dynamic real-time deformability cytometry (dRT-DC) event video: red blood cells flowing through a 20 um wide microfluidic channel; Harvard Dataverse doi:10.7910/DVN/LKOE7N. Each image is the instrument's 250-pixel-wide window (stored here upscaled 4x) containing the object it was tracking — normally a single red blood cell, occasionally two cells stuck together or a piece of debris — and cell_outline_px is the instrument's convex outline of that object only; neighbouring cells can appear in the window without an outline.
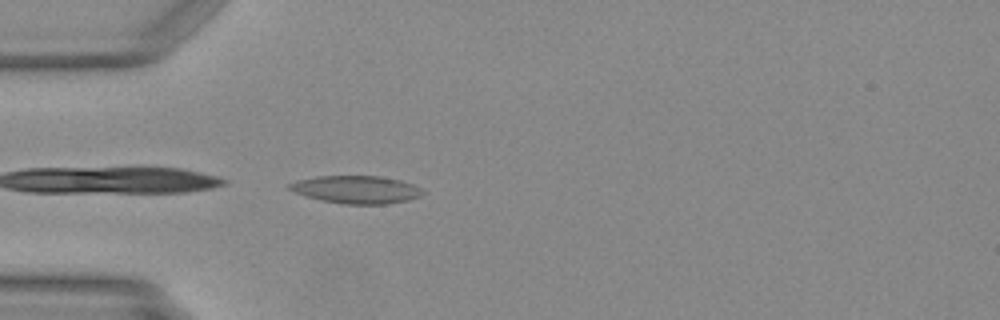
{"species": "Egyptian fruit bat (a non-hibernating species)", "species_latin": "Rousettus aegyptiacus", "temperature_condition": "warm", "stored_images_in_passage": 4, "camera_frame_rate_fps": 3000, "um_per_image_px": 0.085, "animal": {"sex": "female"}, "frame": {"image": 1, "passage_image": 4, "time_ms": 1.0, "image_size_px": [1000, 320], "cell_outline_px": [[428, 192], [420, 196], [408, 200], [384, 204], [344, 204], [320, 200], [296, 192], [288, 188], [288, 184], [296, 180], [316, 176], [380, 176], [400, 180], [412, 184]], "centroid_in_image_um": [30.31, 16.11], "position_along_channel_um": 54.7, "area_um2": 21.5}}